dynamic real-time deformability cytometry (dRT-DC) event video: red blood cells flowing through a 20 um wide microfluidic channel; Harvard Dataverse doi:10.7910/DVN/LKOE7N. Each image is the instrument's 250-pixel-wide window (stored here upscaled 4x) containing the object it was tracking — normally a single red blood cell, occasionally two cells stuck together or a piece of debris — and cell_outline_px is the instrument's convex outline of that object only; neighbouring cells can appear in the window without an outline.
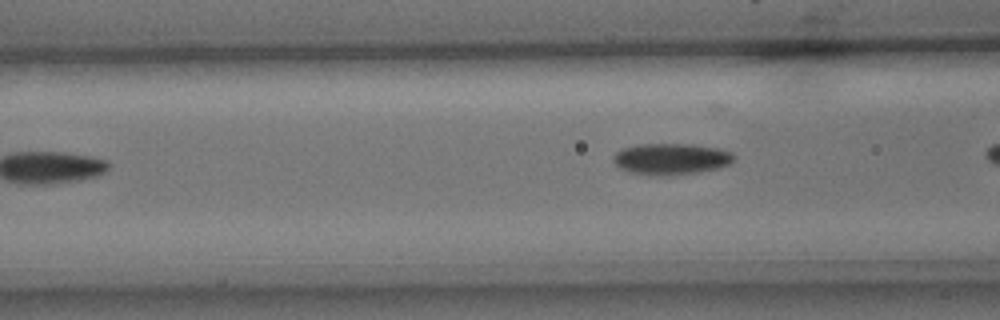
{"species": "common noctule bat (a hibernating species)", "species_latin": "Nyctalus noctula", "temperature_condition": "cold", "stored_images_in_passage": 5, "camera_frame_rate_fps": 3000, "um_per_image_px": 0.085, "animal": {"sex": "male", "body_mass_g": 15.6}, "frame": {"image": 1, "passage_image": 5, "time_ms": 1.333, "image_size_px": [1000, 320], "cell_outline_px": [[732, 160], [728, 164], [716, 168], [700, 172], [652, 176], [628, 172], [620, 168], [612, 160], [612, 156], [616, 152], [624, 148], [640, 144], [692, 144], [716, 148], [732, 152]], "centroid_in_image_um": [56.98, 13.51], "position_along_channel_um": 109.6, "area_um2": 21.79}}